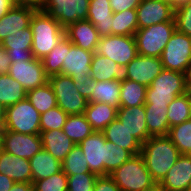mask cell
<instances>
[{"label": "cell", "mask_w": 191, "mask_h": 191, "mask_svg": "<svg viewBox=\"0 0 191 191\" xmlns=\"http://www.w3.org/2000/svg\"><path fill=\"white\" fill-rule=\"evenodd\" d=\"M26 98L40 114L58 106L53 88L49 82L29 90Z\"/></svg>", "instance_id": "d6a6232c"}, {"label": "cell", "mask_w": 191, "mask_h": 191, "mask_svg": "<svg viewBox=\"0 0 191 191\" xmlns=\"http://www.w3.org/2000/svg\"><path fill=\"white\" fill-rule=\"evenodd\" d=\"M188 80H189V90L191 91V72H190V75L188 77Z\"/></svg>", "instance_id": "9f6ffc18"}, {"label": "cell", "mask_w": 191, "mask_h": 191, "mask_svg": "<svg viewBox=\"0 0 191 191\" xmlns=\"http://www.w3.org/2000/svg\"><path fill=\"white\" fill-rule=\"evenodd\" d=\"M97 178L98 175L92 172L67 175V191H94V186Z\"/></svg>", "instance_id": "7bdbcfd3"}, {"label": "cell", "mask_w": 191, "mask_h": 191, "mask_svg": "<svg viewBox=\"0 0 191 191\" xmlns=\"http://www.w3.org/2000/svg\"><path fill=\"white\" fill-rule=\"evenodd\" d=\"M167 136L181 154L191 155V119L169 128Z\"/></svg>", "instance_id": "8d00e7d4"}, {"label": "cell", "mask_w": 191, "mask_h": 191, "mask_svg": "<svg viewBox=\"0 0 191 191\" xmlns=\"http://www.w3.org/2000/svg\"><path fill=\"white\" fill-rule=\"evenodd\" d=\"M45 0H12L15 6L32 7L36 10L42 9Z\"/></svg>", "instance_id": "681fc988"}, {"label": "cell", "mask_w": 191, "mask_h": 191, "mask_svg": "<svg viewBox=\"0 0 191 191\" xmlns=\"http://www.w3.org/2000/svg\"><path fill=\"white\" fill-rule=\"evenodd\" d=\"M152 191H164L162 189H160L159 187H157L156 189L152 190Z\"/></svg>", "instance_id": "680465c9"}, {"label": "cell", "mask_w": 191, "mask_h": 191, "mask_svg": "<svg viewBox=\"0 0 191 191\" xmlns=\"http://www.w3.org/2000/svg\"><path fill=\"white\" fill-rule=\"evenodd\" d=\"M175 31V22H163L138 29L134 34L137 53L141 56L160 58Z\"/></svg>", "instance_id": "5b68a950"}, {"label": "cell", "mask_w": 191, "mask_h": 191, "mask_svg": "<svg viewBox=\"0 0 191 191\" xmlns=\"http://www.w3.org/2000/svg\"><path fill=\"white\" fill-rule=\"evenodd\" d=\"M63 131L75 144H79L93 132V129L85 114H74L67 117Z\"/></svg>", "instance_id": "e575fe53"}, {"label": "cell", "mask_w": 191, "mask_h": 191, "mask_svg": "<svg viewBox=\"0 0 191 191\" xmlns=\"http://www.w3.org/2000/svg\"><path fill=\"white\" fill-rule=\"evenodd\" d=\"M131 156L132 154L128 150L106 140V162L104 164V176L110 175Z\"/></svg>", "instance_id": "ab89813d"}, {"label": "cell", "mask_w": 191, "mask_h": 191, "mask_svg": "<svg viewBox=\"0 0 191 191\" xmlns=\"http://www.w3.org/2000/svg\"><path fill=\"white\" fill-rule=\"evenodd\" d=\"M27 92L23 86L9 74H0V103L5 106L14 105L26 99Z\"/></svg>", "instance_id": "4dcf8cb0"}, {"label": "cell", "mask_w": 191, "mask_h": 191, "mask_svg": "<svg viewBox=\"0 0 191 191\" xmlns=\"http://www.w3.org/2000/svg\"><path fill=\"white\" fill-rule=\"evenodd\" d=\"M65 36L72 44L90 52H95L100 40L95 25L88 20H79L65 28Z\"/></svg>", "instance_id": "ffe728a7"}, {"label": "cell", "mask_w": 191, "mask_h": 191, "mask_svg": "<svg viewBox=\"0 0 191 191\" xmlns=\"http://www.w3.org/2000/svg\"><path fill=\"white\" fill-rule=\"evenodd\" d=\"M49 83L53 88L58 107L66 114L85 113L88 100L78 92L72 77L62 74L53 75L49 77Z\"/></svg>", "instance_id": "ba28073f"}, {"label": "cell", "mask_w": 191, "mask_h": 191, "mask_svg": "<svg viewBox=\"0 0 191 191\" xmlns=\"http://www.w3.org/2000/svg\"><path fill=\"white\" fill-rule=\"evenodd\" d=\"M174 11L170 4L160 0H142L136 8L138 29L163 23L175 22Z\"/></svg>", "instance_id": "9a60e30c"}, {"label": "cell", "mask_w": 191, "mask_h": 191, "mask_svg": "<svg viewBox=\"0 0 191 191\" xmlns=\"http://www.w3.org/2000/svg\"><path fill=\"white\" fill-rule=\"evenodd\" d=\"M147 87L125 78L121 79L120 106L133 107L145 104Z\"/></svg>", "instance_id": "836d02e7"}, {"label": "cell", "mask_w": 191, "mask_h": 191, "mask_svg": "<svg viewBox=\"0 0 191 191\" xmlns=\"http://www.w3.org/2000/svg\"><path fill=\"white\" fill-rule=\"evenodd\" d=\"M40 137L43 149L61 162L76 145L63 129L41 131Z\"/></svg>", "instance_id": "603a6c76"}, {"label": "cell", "mask_w": 191, "mask_h": 191, "mask_svg": "<svg viewBox=\"0 0 191 191\" xmlns=\"http://www.w3.org/2000/svg\"><path fill=\"white\" fill-rule=\"evenodd\" d=\"M75 87L78 92L87 100L92 95L94 88L96 87L97 81L94 80L91 76L88 79H80L79 81H74Z\"/></svg>", "instance_id": "f6af8a7d"}, {"label": "cell", "mask_w": 191, "mask_h": 191, "mask_svg": "<svg viewBox=\"0 0 191 191\" xmlns=\"http://www.w3.org/2000/svg\"><path fill=\"white\" fill-rule=\"evenodd\" d=\"M189 90L188 76L182 72L163 69L146 89L145 104L169 105Z\"/></svg>", "instance_id": "277c9868"}, {"label": "cell", "mask_w": 191, "mask_h": 191, "mask_svg": "<svg viewBox=\"0 0 191 191\" xmlns=\"http://www.w3.org/2000/svg\"><path fill=\"white\" fill-rule=\"evenodd\" d=\"M68 116L69 115L66 114L58 106L53 109H49L48 111L40 115L41 131L63 129V126L66 123Z\"/></svg>", "instance_id": "60d3db41"}, {"label": "cell", "mask_w": 191, "mask_h": 191, "mask_svg": "<svg viewBox=\"0 0 191 191\" xmlns=\"http://www.w3.org/2000/svg\"><path fill=\"white\" fill-rule=\"evenodd\" d=\"M102 133L107 141L128 150L132 155L140 154L142 144L130 134L119 119H114Z\"/></svg>", "instance_id": "d4e9b609"}, {"label": "cell", "mask_w": 191, "mask_h": 191, "mask_svg": "<svg viewBox=\"0 0 191 191\" xmlns=\"http://www.w3.org/2000/svg\"><path fill=\"white\" fill-rule=\"evenodd\" d=\"M14 183L11 178L0 173V191H9Z\"/></svg>", "instance_id": "816d5d0a"}, {"label": "cell", "mask_w": 191, "mask_h": 191, "mask_svg": "<svg viewBox=\"0 0 191 191\" xmlns=\"http://www.w3.org/2000/svg\"><path fill=\"white\" fill-rule=\"evenodd\" d=\"M96 54L106 56L125 68L137 55L134 36H102L97 44Z\"/></svg>", "instance_id": "9c48e42d"}, {"label": "cell", "mask_w": 191, "mask_h": 191, "mask_svg": "<svg viewBox=\"0 0 191 191\" xmlns=\"http://www.w3.org/2000/svg\"><path fill=\"white\" fill-rule=\"evenodd\" d=\"M33 33L30 26L17 31L2 42V46L12 63L34 59L32 53Z\"/></svg>", "instance_id": "d6986e66"}, {"label": "cell", "mask_w": 191, "mask_h": 191, "mask_svg": "<svg viewBox=\"0 0 191 191\" xmlns=\"http://www.w3.org/2000/svg\"><path fill=\"white\" fill-rule=\"evenodd\" d=\"M117 111L118 108L107 103L88 102L84 114L93 131L102 132L117 118Z\"/></svg>", "instance_id": "484cf974"}, {"label": "cell", "mask_w": 191, "mask_h": 191, "mask_svg": "<svg viewBox=\"0 0 191 191\" xmlns=\"http://www.w3.org/2000/svg\"><path fill=\"white\" fill-rule=\"evenodd\" d=\"M160 1L170 4L173 8H177L180 5L189 3L191 0H160Z\"/></svg>", "instance_id": "db71d44e"}, {"label": "cell", "mask_w": 191, "mask_h": 191, "mask_svg": "<svg viewBox=\"0 0 191 191\" xmlns=\"http://www.w3.org/2000/svg\"><path fill=\"white\" fill-rule=\"evenodd\" d=\"M6 107L0 103V129L4 128Z\"/></svg>", "instance_id": "11a10c76"}, {"label": "cell", "mask_w": 191, "mask_h": 191, "mask_svg": "<svg viewBox=\"0 0 191 191\" xmlns=\"http://www.w3.org/2000/svg\"><path fill=\"white\" fill-rule=\"evenodd\" d=\"M111 35L134 36L138 30L136 9L113 13Z\"/></svg>", "instance_id": "d590c367"}, {"label": "cell", "mask_w": 191, "mask_h": 191, "mask_svg": "<svg viewBox=\"0 0 191 191\" xmlns=\"http://www.w3.org/2000/svg\"><path fill=\"white\" fill-rule=\"evenodd\" d=\"M66 36L41 61L48 77L61 74L65 60Z\"/></svg>", "instance_id": "f35d334b"}, {"label": "cell", "mask_w": 191, "mask_h": 191, "mask_svg": "<svg viewBox=\"0 0 191 191\" xmlns=\"http://www.w3.org/2000/svg\"><path fill=\"white\" fill-rule=\"evenodd\" d=\"M12 62L0 42V74H9Z\"/></svg>", "instance_id": "c3c4849f"}, {"label": "cell", "mask_w": 191, "mask_h": 191, "mask_svg": "<svg viewBox=\"0 0 191 191\" xmlns=\"http://www.w3.org/2000/svg\"><path fill=\"white\" fill-rule=\"evenodd\" d=\"M163 69V64L160 58L141 56L138 54L124 68L123 78L148 87Z\"/></svg>", "instance_id": "5bb4252c"}, {"label": "cell", "mask_w": 191, "mask_h": 191, "mask_svg": "<svg viewBox=\"0 0 191 191\" xmlns=\"http://www.w3.org/2000/svg\"><path fill=\"white\" fill-rule=\"evenodd\" d=\"M94 53L72 44L66 37L65 60L61 68V74L72 77L74 81L88 79Z\"/></svg>", "instance_id": "7c38bea8"}, {"label": "cell", "mask_w": 191, "mask_h": 191, "mask_svg": "<svg viewBox=\"0 0 191 191\" xmlns=\"http://www.w3.org/2000/svg\"><path fill=\"white\" fill-rule=\"evenodd\" d=\"M87 160L89 169L98 176H104L106 162V139L102 132L93 131L78 144Z\"/></svg>", "instance_id": "2e32d148"}, {"label": "cell", "mask_w": 191, "mask_h": 191, "mask_svg": "<svg viewBox=\"0 0 191 191\" xmlns=\"http://www.w3.org/2000/svg\"><path fill=\"white\" fill-rule=\"evenodd\" d=\"M94 191H121L119 187L115 184L113 179L109 176H98Z\"/></svg>", "instance_id": "7dc6e473"}, {"label": "cell", "mask_w": 191, "mask_h": 191, "mask_svg": "<svg viewBox=\"0 0 191 191\" xmlns=\"http://www.w3.org/2000/svg\"><path fill=\"white\" fill-rule=\"evenodd\" d=\"M3 129H0V150H1V133H2Z\"/></svg>", "instance_id": "6f0895ef"}, {"label": "cell", "mask_w": 191, "mask_h": 191, "mask_svg": "<svg viewBox=\"0 0 191 191\" xmlns=\"http://www.w3.org/2000/svg\"><path fill=\"white\" fill-rule=\"evenodd\" d=\"M1 142L2 150L28 160L43 149L40 134H22L3 130Z\"/></svg>", "instance_id": "8fae6325"}, {"label": "cell", "mask_w": 191, "mask_h": 191, "mask_svg": "<svg viewBox=\"0 0 191 191\" xmlns=\"http://www.w3.org/2000/svg\"><path fill=\"white\" fill-rule=\"evenodd\" d=\"M191 185V155L181 154L158 184L164 191H185Z\"/></svg>", "instance_id": "e0dca14e"}, {"label": "cell", "mask_w": 191, "mask_h": 191, "mask_svg": "<svg viewBox=\"0 0 191 191\" xmlns=\"http://www.w3.org/2000/svg\"><path fill=\"white\" fill-rule=\"evenodd\" d=\"M176 30L191 37V1L175 8Z\"/></svg>", "instance_id": "ee69618b"}, {"label": "cell", "mask_w": 191, "mask_h": 191, "mask_svg": "<svg viewBox=\"0 0 191 191\" xmlns=\"http://www.w3.org/2000/svg\"><path fill=\"white\" fill-rule=\"evenodd\" d=\"M169 128L191 119V91L176 96L168 105Z\"/></svg>", "instance_id": "1f68e13d"}, {"label": "cell", "mask_w": 191, "mask_h": 191, "mask_svg": "<svg viewBox=\"0 0 191 191\" xmlns=\"http://www.w3.org/2000/svg\"><path fill=\"white\" fill-rule=\"evenodd\" d=\"M9 191H34L32 182H15Z\"/></svg>", "instance_id": "f907efd6"}, {"label": "cell", "mask_w": 191, "mask_h": 191, "mask_svg": "<svg viewBox=\"0 0 191 191\" xmlns=\"http://www.w3.org/2000/svg\"><path fill=\"white\" fill-rule=\"evenodd\" d=\"M121 79L97 81L88 102L107 103L116 108L120 107Z\"/></svg>", "instance_id": "f546056e"}, {"label": "cell", "mask_w": 191, "mask_h": 191, "mask_svg": "<svg viewBox=\"0 0 191 191\" xmlns=\"http://www.w3.org/2000/svg\"><path fill=\"white\" fill-rule=\"evenodd\" d=\"M40 115L26 98L6 108L3 130L22 134H40Z\"/></svg>", "instance_id": "52a82bcc"}, {"label": "cell", "mask_w": 191, "mask_h": 191, "mask_svg": "<svg viewBox=\"0 0 191 191\" xmlns=\"http://www.w3.org/2000/svg\"><path fill=\"white\" fill-rule=\"evenodd\" d=\"M142 0H109L113 13L136 9Z\"/></svg>", "instance_id": "bcb514c9"}, {"label": "cell", "mask_w": 191, "mask_h": 191, "mask_svg": "<svg viewBox=\"0 0 191 191\" xmlns=\"http://www.w3.org/2000/svg\"><path fill=\"white\" fill-rule=\"evenodd\" d=\"M112 19L109 0H90L87 20L95 25L100 37L111 35Z\"/></svg>", "instance_id": "cb8c5ba5"}, {"label": "cell", "mask_w": 191, "mask_h": 191, "mask_svg": "<svg viewBox=\"0 0 191 191\" xmlns=\"http://www.w3.org/2000/svg\"><path fill=\"white\" fill-rule=\"evenodd\" d=\"M185 191H191V185Z\"/></svg>", "instance_id": "91938a15"}, {"label": "cell", "mask_w": 191, "mask_h": 191, "mask_svg": "<svg viewBox=\"0 0 191 191\" xmlns=\"http://www.w3.org/2000/svg\"><path fill=\"white\" fill-rule=\"evenodd\" d=\"M34 191H67V175L61 170L60 172L33 182Z\"/></svg>", "instance_id": "b9f144b4"}, {"label": "cell", "mask_w": 191, "mask_h": 191, "mask_svg": "<svg viewBox=\"0 0 191 191\" xmlns=\"http://www.w3.org/2000/svg\"><path fill=\"white\" fill-rule=\"evenodd\" d=\"M160 59L164 69L182 72L189 77L191 72V37L176 30L165 46Z\"/></svg>", "instance_id": "8992f818"}, {"label": "cell", "mask_w": 191, "mask_h": 191, "mask_svg": "<svg viewBox=\"0 0 191 191\" xmlns=\"http://www.w3.org/2000/svg\"><path fill=\"white\" fill-rule=\"evenodd\" d=\"M33 33L32 53L42 60L65 36L62 25L42 9L36 10L30 21Z\"/></svg>", "instance_id": "7a4b0ae2"}, {"label": "cell", "mask_w": 191, "mask_h": 191, "mask_svg": "<svg viewBox=\"0 0 191 191\" xmlns=\"http://www.w3.org/2000/svg\"><path fill=\"white\" fill-rule=\"evenodd\" d=\"M140 154L157 184L162 181L181 155L168 136H151L142 144Z\"/></svg>", "instance_id": "6da1fadb"}, {"label": "cell", "mask_w": 191, "mask_h": 191, "mask_svg": "<svg viewBox=\"0 0 191 191\" xmlns=\"http://www.w3.org/2000/svg\"><path fill=\"white\" fill-rule=\"evenodd\" d=\"M117 119L141 144L146 142L151 135L146 125V112L144 105L133 107L120 106L117 111Z\"/></svg>", "instance_id": "ac0fdd59"}, {"label": "cell", "mask_w": 191, "mask_h": 191, "mask_svg": "<svg viewBox=\"0 0 191 191\" xmlns=\"http://www.w3.org/2000/svg\"><path fill=\"white\" fill-rule=\"evenodd\" d=\"M9 75L18 81L26 92L49 82L42 61L36 58L12 63Z\"/></svg>", "instance_id": "4fadbf2b"}, {"label": "cell", "mask_w": 191, "mask_h": 191, "mask_svg": "<svg viewBox=\"0 0 191 191\" xmlns=\"http://www.w3.org/2000/svg\"><path fill=\"white\" fill-rule=\"evenodd\" d=\"M15 6L12 0H0V19L7 14V12Z\"/></svg>", "instance_id": "f5cc1de1"}, {"label": "cell", "mask_w": 191, "mask_h": 191, "mask_svg": "<svg viewBox=\"0 0 191 191\" xmlns=\"http://www.w3.org/2000/svg\"><path fill=\"white\" fill-rule=\"evenodd\" d=\"M109 176L121 191H152L158 187L141 154L132 155Z\"/></svg>", "instance_id": "3957f363"}, {"label": "cell", "mask_w": 191, "mask_h": 191, "mask_svg": "<svg viewBox=\"0 0 191 191\" xmlns=\"http://www.w3.org/2000/svg\"><path fill=\"white\" fill-rule=\"evenodd\" d=\"M144 106L148 133L151 136H167L169 131L168 105L144 104Z\"/></svg>", "instance_id": "f1b7e54d"}, {"label": "cell", "mask_w": 191, "mask_h": 191, "mask_svg": "<svg viewBox=\"0 0 191 191\" xmlns=\"http://www.w3.org/2000/svg\"><path fill=\"white\" fill-rule=\"evenodd\" d=\"M62 171L66 175L91 172L81 147L76 144L62 161Z\"/></svg>", "instance_id": "74e56055"}, {"label": "cell", "mask_w": 191, "mask_h": 191, "mask_svg": "<svg viewBox=\"0 0 191 191\" xmlns=\"http://www.w3.org/2000/svg\"><path fill=\"white\" fill-rule=\"evenodd\" d=\"M90 0H45L42 10L65 29L79 20H87Z\"/></svg>", "instance_id": "30bf717a"}, {"label": "cell", "mask_w": 191, "mask_h": 191, "mask_svg": "<svg viewBox=\"0 0 191 191\" xmlns=\"http://www.w3.org/2000/svg\"><path fill=\"white\" fill-rule=\"evenodd\" d=\"M36 9L26 6H13L7 14L0 19V42L7 36L17 33L30 26L31 18Z\"/></svg>", "instance_id": "44dd1931"}, {"label": "cell", "mask_w": 191, "mask_h": 191, "mask_svg": "<svg viewBox=\"0 0 191 191\" xmlns=\"http://www.w3.org/2000/svg\"><path fill=\"white\" fill-rule=\"evenodd\" d=\"M90 76L96 81L122 79L124 77V68L106 56L94 53Z\"/></svg>", "instance_id": "83f0119b"}, {"label": "cell", "mask_w": 191, "mask_h": 191, "mask_svg": "<svg viewBox=\"0 0 191 191\" xmlns=\"http://www.w3.org/2000/svg\"><path fill=\"white\" fill-rule=\"evenodd\" d=\"M0 173L14 182H32L30 161L0 150Z\"/></svg>", "instance_id": "7402d4cb"}, {"label": "cell", "mask_w": 191, "mask_h": 191, "mask_svg": "<svg viewBox=\"0 0 191 191\" xmlns=\"http://www.w3.org/2000/svg\"><path fill=\"white\" fill-rule=\"evenodd\" d=\"M32 183L56 174L62 170V162L42 149L30 160Z\"/></svg>", "instance_id": "4316f807"}]
</instances>
